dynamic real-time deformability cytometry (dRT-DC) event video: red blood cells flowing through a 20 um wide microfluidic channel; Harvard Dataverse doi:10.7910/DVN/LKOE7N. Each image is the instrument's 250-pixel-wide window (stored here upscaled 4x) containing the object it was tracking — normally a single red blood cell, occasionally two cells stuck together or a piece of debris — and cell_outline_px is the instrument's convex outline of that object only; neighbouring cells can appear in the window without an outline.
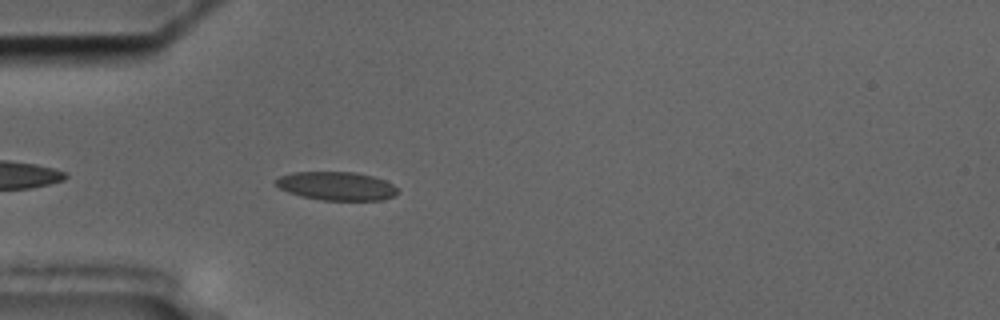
{"species": "common noctule bat (a hibernating species)", "species_latin": "Nyctalus noctula", "temperature_condition": "cold", "stored_images_in_passage": 41, "camera_frame_rate_fps": 3000, "um_per_image_px": 0.085, "animal": {"sex": "male", "body_mass_g": 17.5, "forearm_length_mm": 52.3}, "frame": {"image": 1, "passage_image": 4, "time_ms": 1.0, "image_size_px": [1000, 320], "cell_outline_px": [[396, 196], [384, 200], [320, 200], [300, 196], [288, 192], [280, 188], [276, 184], [276, 180], [280, 176], [292, 172], [356, 172], [372, 176], [384, 180], [392, 184], [396, 188]], "centroid_in_image_um": [28.61, 15.81], "position_along_channel_um": 56.4, "area_um2": 20.23}}
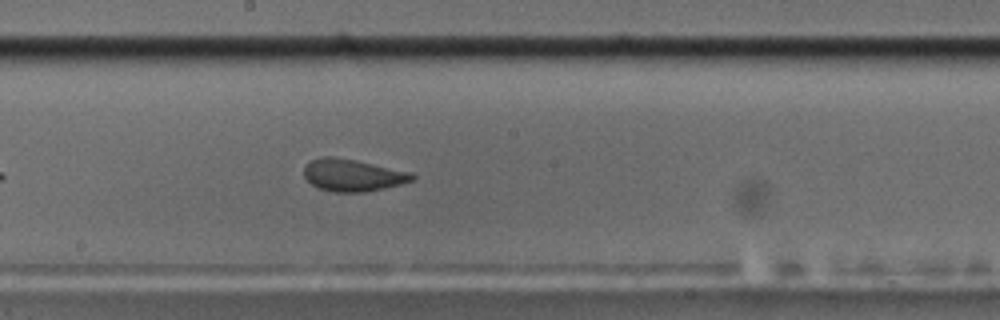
{"frame": {"image": 2, "passage_image": 18, "time_ms": 5.667, "image_size_px": [1000, 320], "cell_outline_px": [[416, 176], [412, 180], [400, 184], [384, 188], [364, 192], [336, 192], [316, 188], [304, 176], [304, 168], [312, 160], [320, 156], [332, 156], [356, 160], [412, 172]], "centroid_in_image_um": [29.97, 14.88], "position_along_channel_um": 218.2, "area_um2": 20.23}}
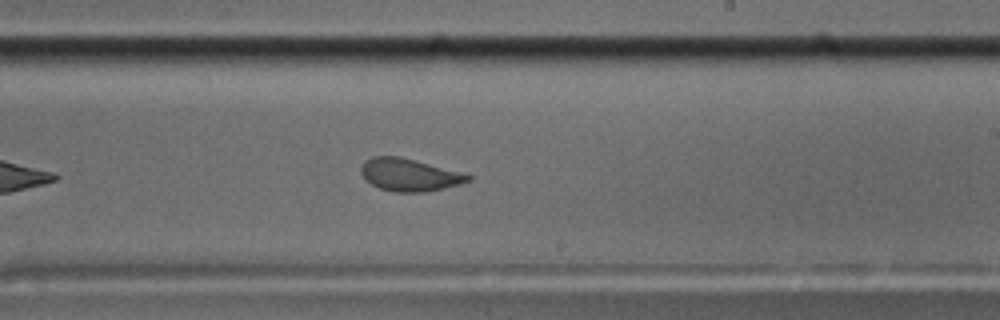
{"frame": {"image": 3, "passage_image": 21, "time_ms": 6.667, "image_size_px": [1000, 320], "cell_outline_px": [[472, 180], [460, 184], [444, 188], [424, 192], [396, 192], [380, 188], [372, 184], [360, 172], [360, 168], [364, 160], [372, 156], [400, 156], [472, 176]], "centroid_in_image_um": [34.76, 14.86], "position_along_channel_um": 254.2, "area_um2": 19.94}, "authors_computed_cell_mechanics": {"area_um2": 20.23, "velocity_mm_per_s": 3.604, "shape_relaxation_time_tau1_ms": 9.9458, "shape_relaxation_time_tau2_ms": 1.4345, "deformation_change_tau1": 0.1919, "deformation_change_tau2": 0.0686}}